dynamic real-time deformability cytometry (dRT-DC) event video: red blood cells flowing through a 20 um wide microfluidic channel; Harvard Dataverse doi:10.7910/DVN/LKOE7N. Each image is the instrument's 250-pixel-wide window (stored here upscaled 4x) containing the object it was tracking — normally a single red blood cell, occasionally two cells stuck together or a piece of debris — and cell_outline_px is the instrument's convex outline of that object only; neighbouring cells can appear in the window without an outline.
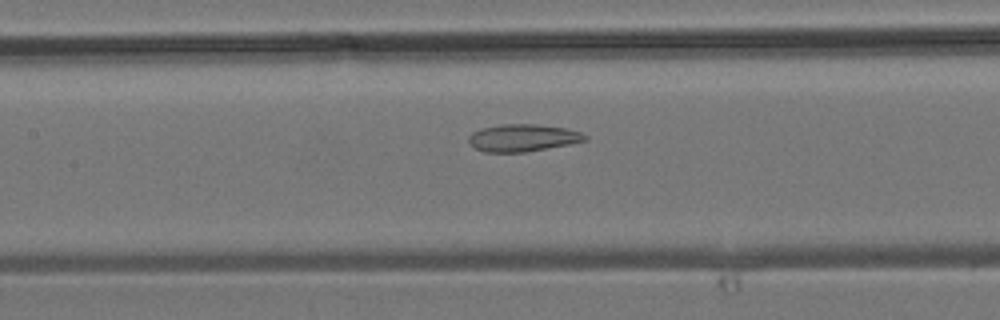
{"species": "common noctule bat (a hibernating species)", "species_latin": "Nyctalus noctula", "temperature_condition": "room temperature", "stored_images_in_passage": 36, "camera_frame_rate_fps": 3000, "um_per_image_px": 0.085, "animal": {"sex": "male", "body_mass_g": 19.2, "forearm_length_mm": 51.8}, "frame": {"image": 1, "passage_image": 19, "time_ms": 6.0, "image_size_px": [1000, 320], "cell_outline_px": [[588, 140], [568, 144], [524, 152], [484, 152], [468, 144], [468, 136], [472, 132], [480, 128], [500, 124], [536, 124], [564, 128], [580, 132], [588, 136]], "centroid_in_image_um": [44.39, 11.71], "position_along_channel_um": 163.0, "area_um2": 18.5}}
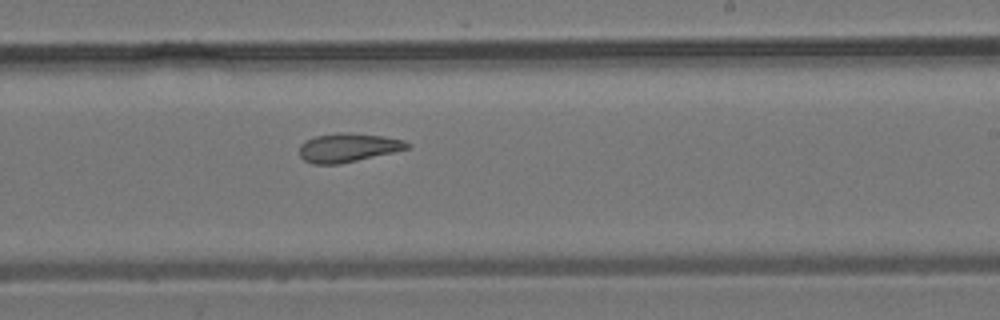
{"frame": {"image": 2, "passage_image": 25, "time_ms": 8.0, "image_size_px": [1000, 320], "cell_outline_px": [[408, 148], [392, 152], [356, 160], [336, 164], [312, 164], [304, 160], [300, 156], [300, 144], [304, 140], [316, 136], [340, 132], [348, 132], [380, 136], [404, 140], [408, 144]], "centroid_in_image_um": [29.51, 12.54], "position_along_channel_um": 259.5, "area_um2": 17.74}}
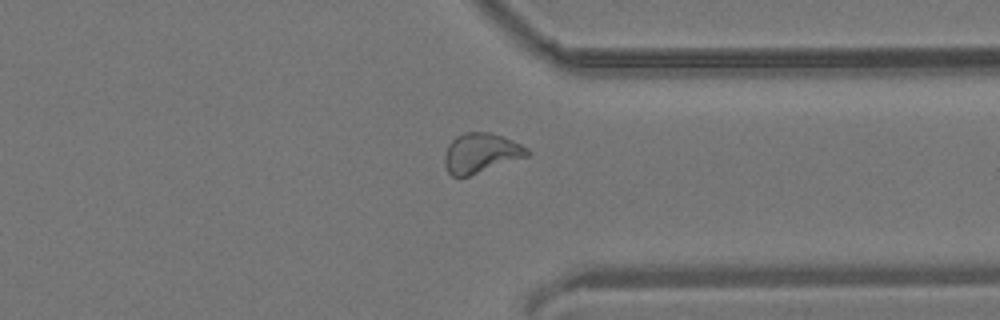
{"frame": {"image": 3, "passage_image": 32, "time_ms": 10.333, "image_size_px": [1000, 320], "cell_outline_px": [[532, 152], [528, 156], [468, 176], [452, 176], [448, 172], [444, 164], [444, 156], [448, 144], [456, 136], [464, 132], [492, 132], [512, 140], [528, 148]], "centroid_in_image_um": [40.87, 12.99], "position_along_channel_um": 370.5, "area_um2": 19.13}}